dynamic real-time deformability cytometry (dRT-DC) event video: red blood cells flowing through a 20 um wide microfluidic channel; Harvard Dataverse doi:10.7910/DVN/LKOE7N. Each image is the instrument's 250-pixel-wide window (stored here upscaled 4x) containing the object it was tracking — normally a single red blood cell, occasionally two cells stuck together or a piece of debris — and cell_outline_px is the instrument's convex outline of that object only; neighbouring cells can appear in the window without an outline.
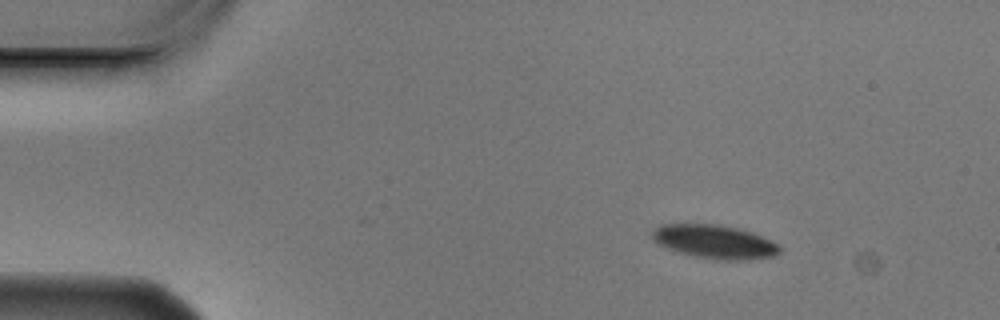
{"species": "Egyptian fruit bat (a non-hibernating species)", "species_latin": "Rousettus aegyptiacus", "temperature_condition": "cold", "stored_images_in_passage": 3, "camera_frame_rate_fps": 3000, "um_per_image_px": 0.085, "animal": {"sex": "male"}, "frame": {"image": 1, "passage_image": 1, "time_ms": 0.0, "image_size_px": [1000, 320], "cell_outline_px": [[780, 252], [772, 256], [748, 260], [724, 260], [692, 256], [668, 248], [660, 244], [652, 236], [652, 232], [660, 224], [716, 224], [736, 228], [752, 232], [780, 244]], "centroid_in_image_um": [60.78, 20.55], "position_along_channel_um": 24.2, "area_um2": 24.74}}